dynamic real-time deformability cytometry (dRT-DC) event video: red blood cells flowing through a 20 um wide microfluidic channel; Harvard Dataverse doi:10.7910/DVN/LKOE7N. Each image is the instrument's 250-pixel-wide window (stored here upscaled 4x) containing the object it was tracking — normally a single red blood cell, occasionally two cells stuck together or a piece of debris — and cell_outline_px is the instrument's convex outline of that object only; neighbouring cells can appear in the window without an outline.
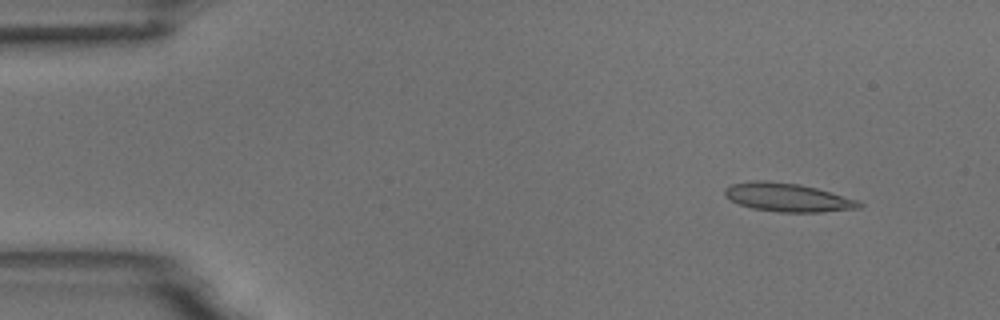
{"species": "common noctule bat (a hibernating species)", "species_latin": "Nyctalus noctula", "temperature_condition": "room temperature", "stored_images_in_passage": 4, "camera_frame_rate_fps": 3000, "um_per_image_px": 0.085, "animal": {"sex": "male", "body_mass_g": 18.8}, "frame": {"image": 1, "passage_image": 1, "time_ms": 0.0, "image_size_px": [1000, 320], "cell_outline_px": [[864, 204], [860, 208], [824, 212], [780, 212], [752, 208], [740, 204], [724, 196], [724, 188], [732, 184], [752, 180], [764, 180], [800, 184], [816, 188], [860, 200]], "centroid_in_image_um": [66.98, 16.78], "position_along_channel_um": 18.0, "area_um2": 22.43}}
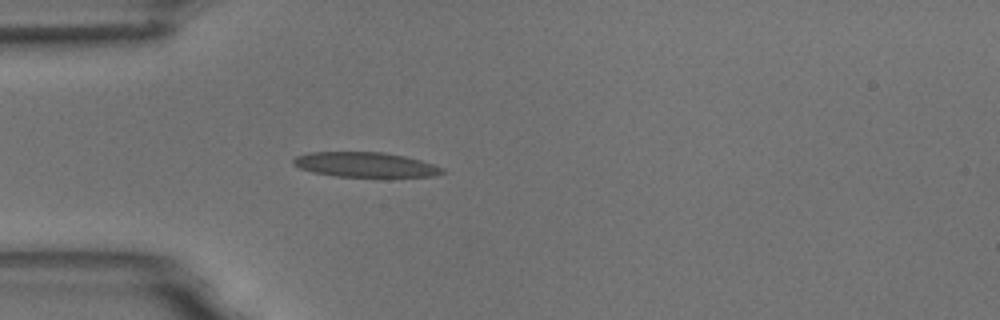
{"frame": {"image": 2, "passage_image": 4, "time_ms": 3.333, "image_size_px": [1000, 320], "cell_outline_px": [[444, 172], [436, 176], [388, 180], [336, 176], [312, 172], [300, 168], [292, 164], [292, 160], [296, 156], [308, 152], [384, 152], [404, 156], [420, 160], [444, 168]], "centroid_in_image_um": [31.13, 14.05], "position_along_channel_um": 53.9, "area_um2": 22.83}}